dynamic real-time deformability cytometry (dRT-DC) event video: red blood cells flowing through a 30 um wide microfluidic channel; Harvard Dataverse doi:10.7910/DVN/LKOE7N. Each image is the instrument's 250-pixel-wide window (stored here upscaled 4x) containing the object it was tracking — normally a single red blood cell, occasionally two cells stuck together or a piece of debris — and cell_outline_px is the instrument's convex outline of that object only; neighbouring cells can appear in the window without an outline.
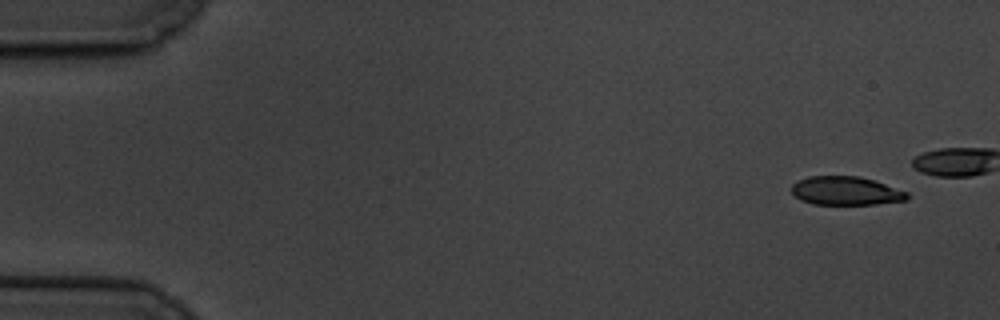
{"species": "common noctule bat (a hibernating species)", "species_latin": "Nyctalus noctula", "temperature_condition": "cold", "stored_images_in_passage": 7, "camera_frame_rate_fps": 3000, "um_per_image_px": 0.085, "animal": {"sex": "male", "body_mass_g": 19.5, "forearm_length_mm": 54.6}, "frame": {"image": 1, "passage_image": 1, "time_ms": 0.0, "image_size_px": [1000, 320], "cell_outline_px": [[908, 200], [876, 204], [812, 204], [800, 200], [792, 192], [792, 184], [796, 180], [808, 176], [860, 176], [908, 192]], "centroid_in_image_um": [71.87, 16.22], "position_along_channel_um": 13.1, "area_um2": 19.25}}